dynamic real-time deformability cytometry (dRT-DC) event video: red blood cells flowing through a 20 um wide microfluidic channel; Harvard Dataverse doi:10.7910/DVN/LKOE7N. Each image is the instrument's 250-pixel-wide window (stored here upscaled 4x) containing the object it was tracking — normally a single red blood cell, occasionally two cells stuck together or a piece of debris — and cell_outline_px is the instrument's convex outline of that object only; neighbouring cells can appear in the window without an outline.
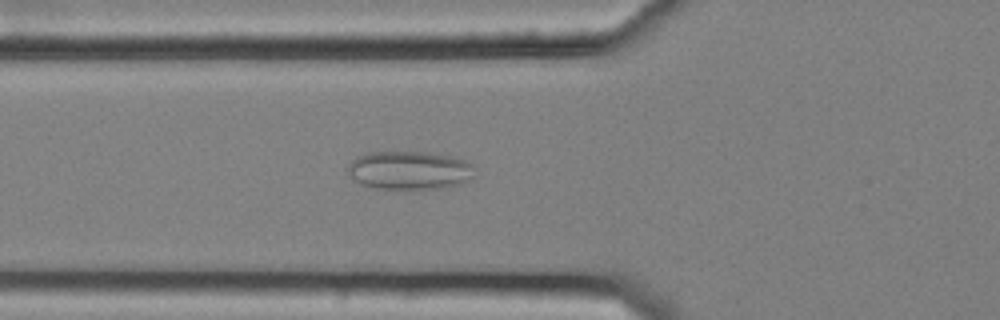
{"species": "common noctule bat (a hibernating species)", "species_latin": "Nyctalus noctula", "temperature_condition": "cold", "stored_images_in_passage": 22, "camera_frame_rate_fps": 3000, "um_per_image_px": 0.085, "animal": {"sex": "female", "body_mass_g": 25.1}, "frame": {"image": 1, "passage_image": 21, "time_ms": 6.667, "image_size_px": [1000, 320], "cell_outline_px": [[472, 176], [460, 184], [440, 188], [376, 188], [360, 184], [348, 172], [348, 164], [356, 156], [368, 152], [424, 152], [448, 156], [464, 160], [472, 164]], "centroid_in_image_um": [34.75, 14.46], "position_along_channel_um": 91.1, "area_um2": 27.92}}